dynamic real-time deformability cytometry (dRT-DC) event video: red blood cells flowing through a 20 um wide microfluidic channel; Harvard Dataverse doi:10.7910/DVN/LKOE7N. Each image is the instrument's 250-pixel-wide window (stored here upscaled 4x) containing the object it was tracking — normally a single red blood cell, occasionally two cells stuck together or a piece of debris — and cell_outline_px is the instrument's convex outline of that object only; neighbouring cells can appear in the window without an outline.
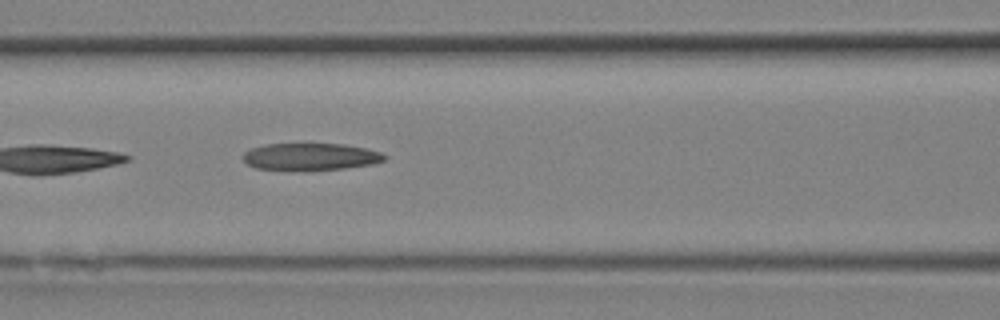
{"species": "Egyptian fruit bat (a non-hibernating species)", "species_latin": "Rousettus aegyptiacus", "temperature_condition": "room temperature", "stored_images_in_passage": 4, "camera_frame_rate_fps": 3000, "um_per_image_px": 0.085, "animal": {"sex": "female"}, "frame": {"image": 1, "passage_image": 4, "time_ms": 1.0, "image_size_px": [1000, 320], "cell_outline_px": [[388, 156], [384, 160], [372, 164], [344, 168], [256, 168], [248, 164], [244, 160], [244, 152], [252, 148], [264, 144], [344, 144], [368, 148], [380, 152]], "centroid_in_image_um": [26.45, 13.27], "position_along_channel_um": 140.1, "area_um2": 21.5}}